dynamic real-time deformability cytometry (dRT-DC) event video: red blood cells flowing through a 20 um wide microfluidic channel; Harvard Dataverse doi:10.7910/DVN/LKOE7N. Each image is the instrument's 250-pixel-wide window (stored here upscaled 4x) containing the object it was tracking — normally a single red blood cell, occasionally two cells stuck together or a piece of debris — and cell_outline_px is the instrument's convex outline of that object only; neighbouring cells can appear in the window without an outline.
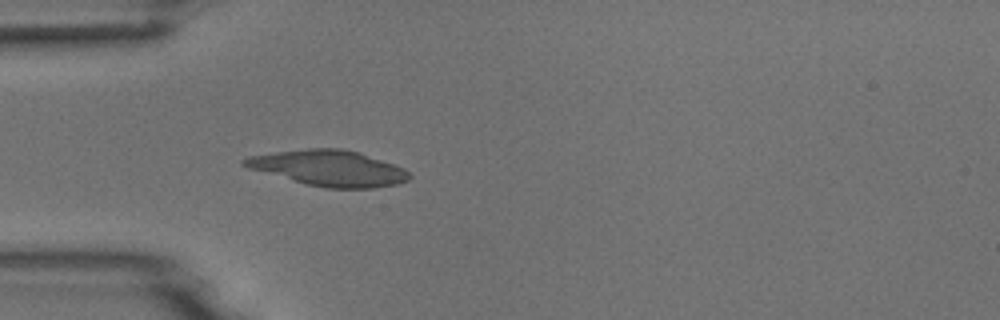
{"species": "common noctule bat (a hibernating species)", "species_latin": "Nyctalus noctula", "temperature_condition": "room temperature", "stored_images_in_passage": 3, "camera_frame_rate_fps": 3000, "um_per_image_px": 0.085, "animal": {"sex": "male", "body_mass_g": 18.8}, "frame": {"image": 1, "passage_image": 3, "time_ms": 2.333, "image_size_px": [1000, 320], "cell_outline_px": [[412, 176], [408, 180], [396, 184], [372, 188], [324, 188], [308, 184], [248, 168], [240, 164], [240, 160], [248, 156], [276, 152], [308, 148], [340, 148], [360, 152], [404, 168]], "centroid_in_image_um": [27.95, 14.28], "position_along_channel_um": 57.0, "area_um2": 34.1}}